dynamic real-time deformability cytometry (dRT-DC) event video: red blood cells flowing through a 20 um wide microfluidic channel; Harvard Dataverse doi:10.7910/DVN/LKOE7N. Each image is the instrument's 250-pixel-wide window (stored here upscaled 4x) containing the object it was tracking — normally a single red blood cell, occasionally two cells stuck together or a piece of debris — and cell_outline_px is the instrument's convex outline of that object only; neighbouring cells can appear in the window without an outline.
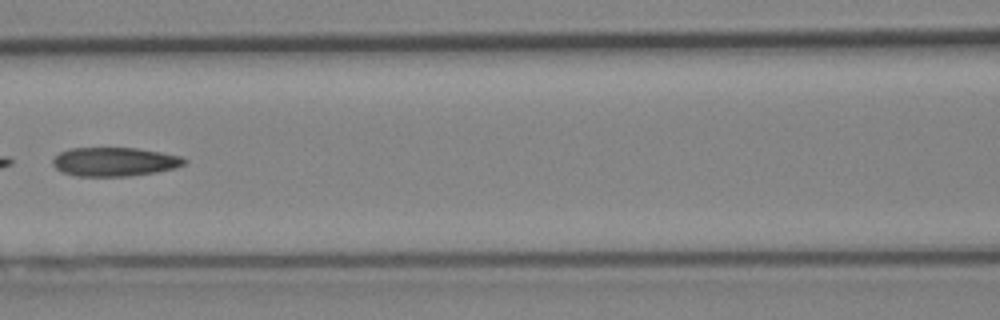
{"species": "Egyptian fruit bat (a non-hibernating species)", "species_latin": "Rousettus aegyptiacus", "temperature_condition": "cold", "stored_images_in_passage": 6, "camera_frame_rate_fps": 3000, "um_per_image_px": 0.085, "animal": {"sex": "female"}, "frame": {"image": 1, "passage_image": 5, "time_ms": 1.333, "image_size_px": [1000, 320], "cell_outline_px": [[188, 160], [184, 164], [176, 168], [156, 172], [128, 176], [72, 176], [56, 168], [52, 164], [52, 160], [60, 152], [72, 148], [136, 148], [160, 152], [180, 156]], "centroid_in_image_um": [9.74, 13.75], "position_along_channel_um": 156.9, "area_um2": 22.08}}
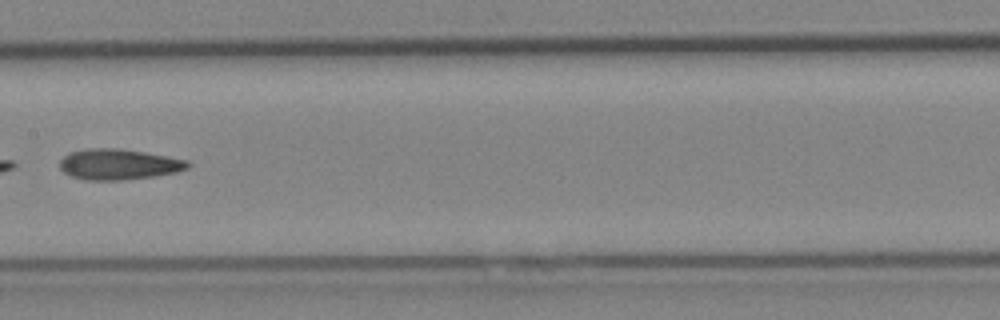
{"frame": {"image": 2, "passage_image": 6, "time_ms": 1.667, "image_size_px": [1000, 320], "cell_outline_px": [[192, 164], [188, 168], [176, 172], [156, 176], [124, 180], [84, 180], [72, 176], [64, 172], [60, 168], [60, 160], [68, 152], [84, 148], [116, 148], [144, 152], [188, 160]], "centroid_in_image_um": [10.08, 13.96], "position_along_channel_um": 197.3, "area_um2": 23.06}}